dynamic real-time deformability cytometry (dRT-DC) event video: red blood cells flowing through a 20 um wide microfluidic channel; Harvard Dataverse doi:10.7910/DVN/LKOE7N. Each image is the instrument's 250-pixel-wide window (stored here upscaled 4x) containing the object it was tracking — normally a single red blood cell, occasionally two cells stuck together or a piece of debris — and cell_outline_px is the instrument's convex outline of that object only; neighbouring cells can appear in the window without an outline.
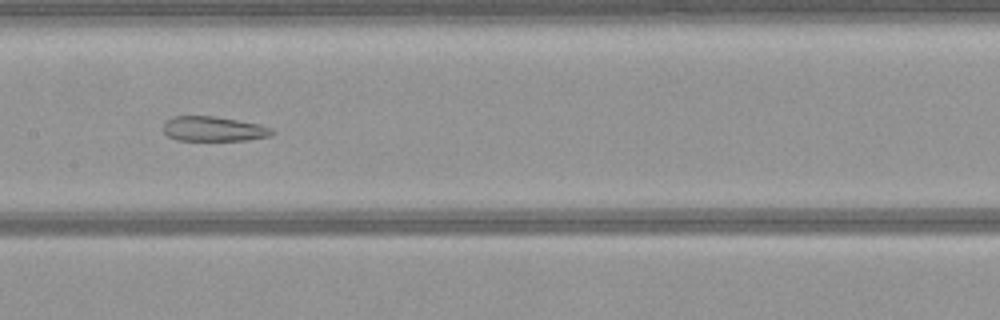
{"species": "common noctule bat (a hibernating species)", "species_latin": "Nyctalus noctula", "temperature_condition": "warm", "stored_images_in_passage": 39, "camera_frame_rate_fps": 3000, "um_per_image_px": 0.085, "animal": {"sex": "female", "body_mass_g": 21.9}, "frame": {"image": 1, "passage_image": 12, "time_ms": 3.667, "image_size_px": [1000, 320], "cell_outline_px": [[276, 132], [268, 136], [248, 140], [176, 140], [168, 136], [164, 132], [164, 120], [172, 116], [216, 116], [260, 124], [272, 128]], "centroid_in_image_um": [18.15, 10.95], "position_along_channel_um": 189.3, "area_um2": 15.84}}